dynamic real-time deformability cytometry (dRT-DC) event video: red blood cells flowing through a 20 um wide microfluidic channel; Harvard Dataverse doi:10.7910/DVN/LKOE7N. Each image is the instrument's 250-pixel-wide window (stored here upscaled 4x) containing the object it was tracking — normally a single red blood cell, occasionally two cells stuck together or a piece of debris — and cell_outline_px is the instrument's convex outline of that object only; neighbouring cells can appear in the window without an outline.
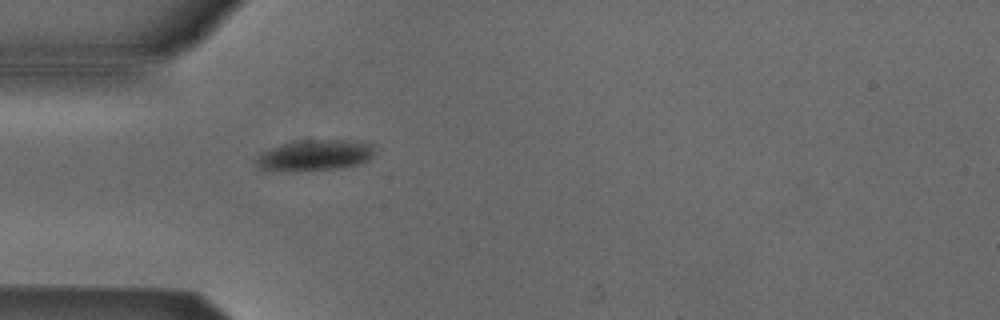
{"species": "Egyptian fruit bat (a non-hibernating species)", "species_latin": "Rousettus aegyptiacus", "temperature_condition": "cold", "stored_images_in_passage": 38, "camera_frame_rate_fps": 3000, "um_per_image_px": 0.085, "animal": {"sex": "male"}, "frame": {"image": 1, "passage_image": 1, "time_ms": 0.0, "image_size_px": [1000, 320], "cell_outline_px": [[372, 156], [368, 160], [356, 164], [340, 168], [300, 172], [272, 172], [256, 168], [256, 160], [260, 152], [268, 148], [280, 144], [304, 140], [344, 140], [372, 144]], "centroid_in_image_um": [26.62, 13.24], "position_along_channel_um": 58.4, "area_um2": 21.73}}
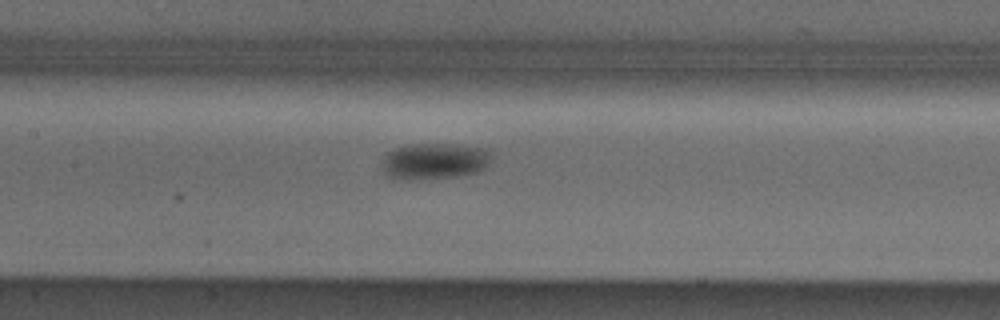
{"frame": {"image": 2, "passage_image": 10, "time_ms": 3.0, "image_size_px": [1000, 320], "cell_outline_px": [[492, 160], [484, 168], [476, 172], [456, 176], [412, 180], [400, 180], [388, 176], [384, 172], [380, 164], [384, 156], [388, 152], [396, 148], [408, 144], [456, 144], [484, 148], [492, 152]], "centroid_in_image_um": [36.91, 13.69], "position_along_channel_um": 170.5, "area_um2": 23.41}}
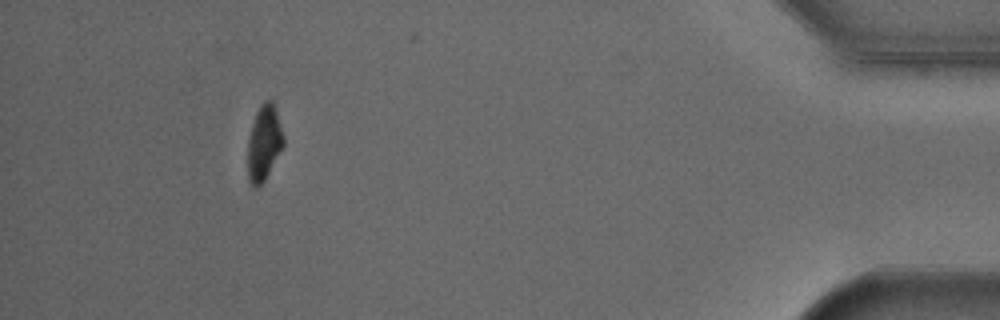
{"frame": {"image": 3, "passage_image": 34, "time_ms": 11.0, "image_size_px": [1000, 320], "cell_outline_px": [[284, 144], [280, 152], [264, 180], [260, 184], [252, 184], [248, 180], [248, 140], [252, 124], [256, 112], [260, 104], [264, 100], [272, 100], [284, 136]], "centroid_in_image_um": [22.44, 12.09], "position_along_channel_um": 412.8, "area_um2": 15.32}, "authors_computed_cell_mechanics": {"area_um2": 20.0855, "velocity_mm_per_s": 3.8528, "shape_relaxation_time_tau1_ms": 1.4611, "shape_relaxation_time_tau2_ms": null, "deformation_change_tau1": 0.0822, "deformation_change_tau2": null}}